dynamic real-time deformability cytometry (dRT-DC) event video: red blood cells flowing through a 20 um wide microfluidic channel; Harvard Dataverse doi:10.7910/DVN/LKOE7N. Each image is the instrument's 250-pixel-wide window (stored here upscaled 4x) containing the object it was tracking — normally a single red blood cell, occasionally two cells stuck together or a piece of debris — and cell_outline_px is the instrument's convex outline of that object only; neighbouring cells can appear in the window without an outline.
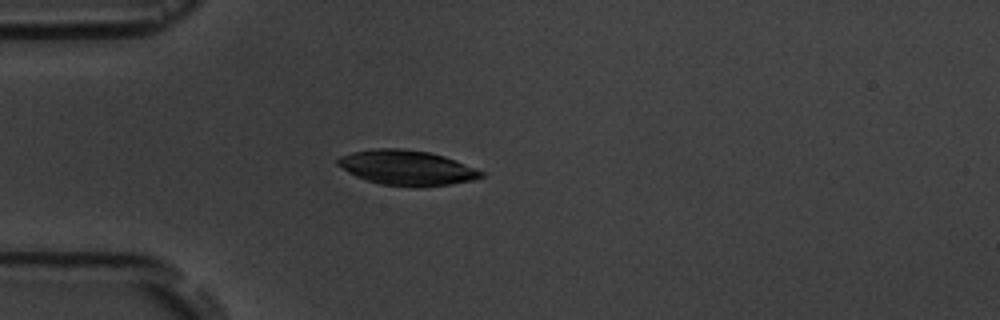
{"species": "common noctule bat (a hibernating species)", "species_latin": "Nyctalus noctula", "temperature_condition": "room temperature", "stored_images_in_passage": 4, "camera_frame_rate_fps": 3000, "um_per_image_px": 0.085, "animal": {"sex": "male", "body_mass_g": 19.5, "forearm_length_mm": 54.6}, "frame": {"image": 1, "passage_image": 4, "time_ms": 3.333, "image_size_px": [1000, 320], "cell_outline_px": [[484, 176], [472, 180], [448, 184], [380, 184], [356, 176], [348, 172], [336, 164], [336, 160], [340, 156], [352, 152], [376, 148], [400, 148], [428, 152], [444, 156], [484, 172]], "centroid_in_image_um": [34.52, 14.21], "position_along_channel_um": 50.5, "area_um2": 28.09}}